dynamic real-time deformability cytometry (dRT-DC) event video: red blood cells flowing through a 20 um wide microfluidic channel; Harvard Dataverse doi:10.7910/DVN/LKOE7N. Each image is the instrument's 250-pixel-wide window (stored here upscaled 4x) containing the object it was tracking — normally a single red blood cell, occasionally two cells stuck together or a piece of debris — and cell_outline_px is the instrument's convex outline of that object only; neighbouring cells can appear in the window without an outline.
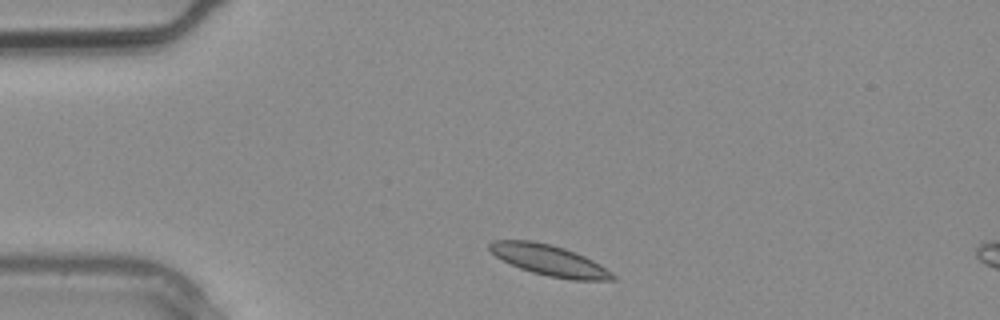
{"species": "common noctule bat (a hibernating species)", "species_latin": "Nyctalus noctula", "temperature_condition": "warm", "stored_images_in_passage": 2, "camera_frame_rate_fps": 3000, "um_per_image_px": 0.085, "animal": {"sex": "male", "body_mass_g": 20.4}, "frame": {"image": 1, "passage_image": 1, "time_ms": 0.0, "image_size_px": [1000, 320], "cell_outline_px": [[616, 280], [572, 280], [548, 276], [532, 272], [520, 268], [496, 256], [488, 248], [488, 244], [492, 240], [532, 240], [564, 248], [576, 252], [600, 264], [612, 272], [616, 276]], "centroid_in_image_um": [46.71, 22.13], "position_along_channel_um": 38.3, "area_um2": 21.96}}